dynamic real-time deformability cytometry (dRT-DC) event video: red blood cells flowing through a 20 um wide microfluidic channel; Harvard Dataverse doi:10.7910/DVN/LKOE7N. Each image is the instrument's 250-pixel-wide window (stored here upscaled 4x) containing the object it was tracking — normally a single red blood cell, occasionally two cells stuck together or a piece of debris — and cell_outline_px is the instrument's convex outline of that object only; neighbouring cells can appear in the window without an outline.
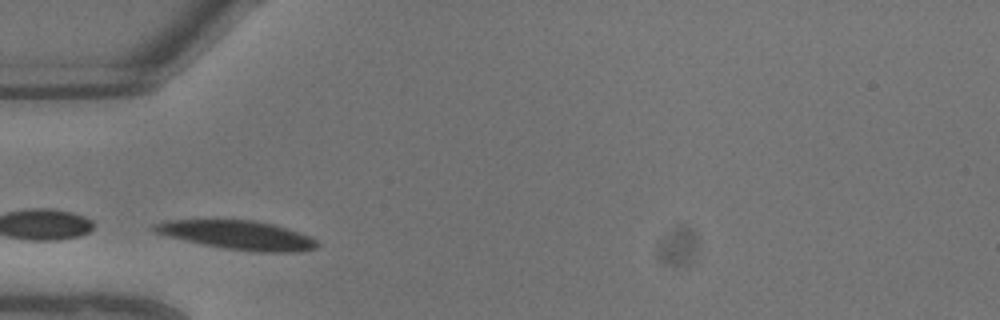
{"species": "common noctule bat (a hibernating species)", "species_latin": "Nyctalus noctula", "temperature_condition": "warm", "stored_images_in_passage": 3, "camera_frame_rate_fps": 3000, "um_per_image_px": 0.085, "animal": {"sex": "male", "body_mass_g": 13.3}, "frame": {"image": 1, "passage_image": 2, "time_ms": 0.333, "image_size_px": [1000, 320], "cell_outline_px": [[320, 244], [316, 248], [300, 252], [256, 252], [224, 248], [184, 240], [152, 232], [152, 224], [168, 220], [212, 216], [256, 220], [288, 228], [308, 236], [316, 240]], "centroid_in_image_um": [20.11, 19.92], "position_along_channel_um": 64.9, "area_um2": 28.67}}